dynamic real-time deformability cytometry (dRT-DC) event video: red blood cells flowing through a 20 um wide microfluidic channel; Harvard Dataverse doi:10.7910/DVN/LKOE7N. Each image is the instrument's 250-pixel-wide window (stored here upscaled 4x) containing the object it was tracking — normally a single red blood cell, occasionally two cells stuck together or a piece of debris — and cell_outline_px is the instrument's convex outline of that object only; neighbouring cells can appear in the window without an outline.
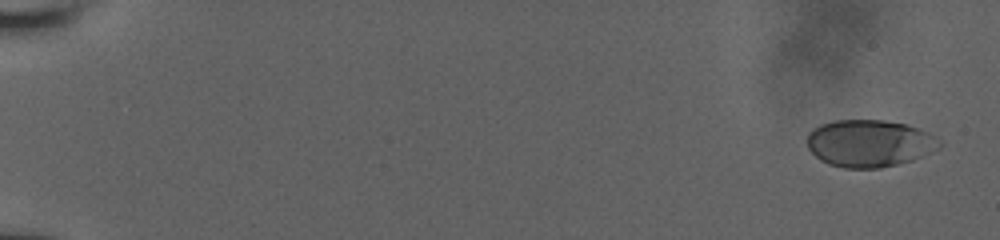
{"species": "human", "species_latin": "Homo sapiens", "temperature_condition": "room temperature", "stored_images_in_passage": 24, "camera_frame_rate_fps": 3000, "um_per_image_px": 0.085, "donor": {"sex": "male"}, "frame": {"image": 1, "passage_image": 1, "time_ms": 0.0, "image_size_px": [1000, 240], "cell_outline_px": [[940, 144], [936, 148], [912, 160], [880, 168], [844, 168], [828, 164], [820, 160], [808, 148], [808, 132], [812, 128], [820, 124], [832, 120], [884, 120], [908, 124], [920, 128], [928, 132], [940, 140]], "centroid_in_image_um": [73.85, 12.16], "position_along_channel_um": 11.1, "area_um2": 36.36}}
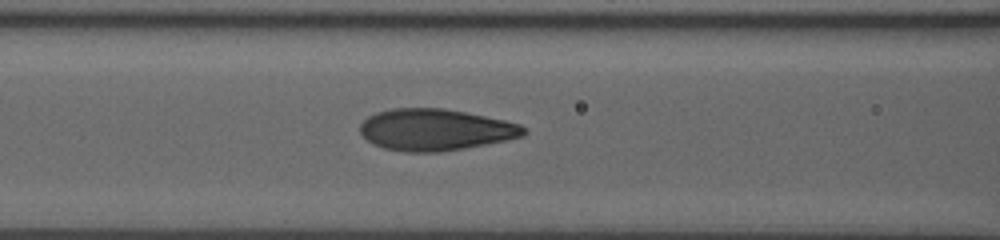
{"frame": {"image": 2, "passage_image": 13, "time_ms": 8.0, "image_size_px": [1000, 240], "cell_outline_px": [[528, 132], [524, 136], [464, 148], [440, 152], [404, 152], [384, 148], [372, 144], [360, 132], [360, 124], [368, 116], [376, 112], [392, 108], [444, 108], [504, 120], [520, 124]], "centroid_in_image_um": [36.97, 11.03], "position_along_channel_um": 129.6, "area_um2": 39.54}}
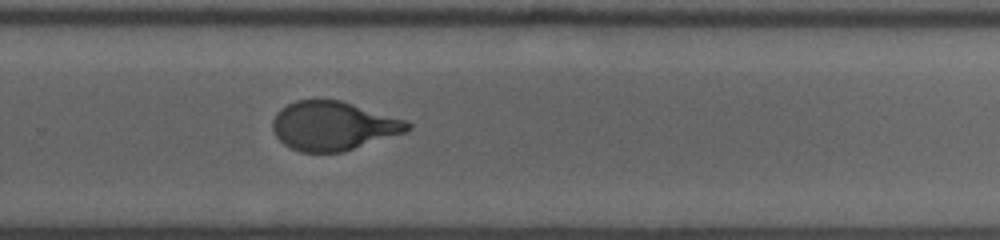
{"frame": {"image": 3, "passage_image": 24, "time_ms": 12.333, "image_size_px": [1000, 240], "cell_outline_px": [[412, 128], [408, 132], [344, 152], [300, 152], [284, 144], [276, 136], [272, 128], [272, 120], [276, 112], [280, 108], [296, 100], [340, 100], [404, 120], [412, 124]], "centroid_in_image_um": [28.32, 10.71], "position_along_channel_um": 301.5, "area_um2": 38.49}}